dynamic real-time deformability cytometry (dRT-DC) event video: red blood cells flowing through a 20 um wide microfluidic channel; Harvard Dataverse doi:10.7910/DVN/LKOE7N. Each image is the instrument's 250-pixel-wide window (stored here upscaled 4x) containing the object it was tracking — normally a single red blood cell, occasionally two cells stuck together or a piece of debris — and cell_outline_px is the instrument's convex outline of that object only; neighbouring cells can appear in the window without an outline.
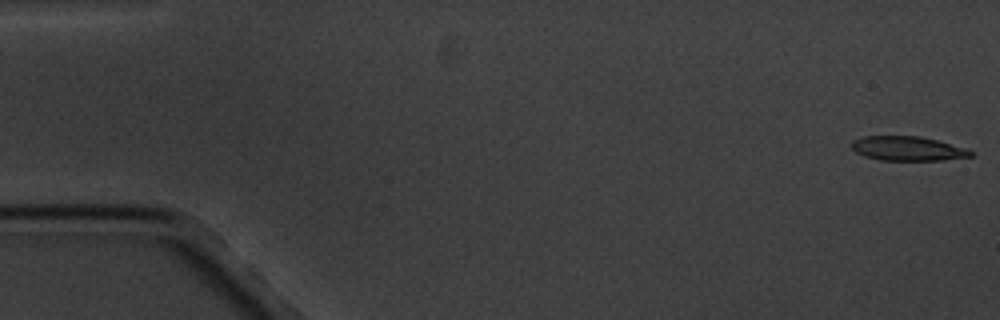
{"species": "common noctule bat (a hibernating species)", "species_latin": "Nyctalus noctula", "temperature_condition": "cold", "stored_images_in_passage": 4, "camera_frame_rate_fps": 3000, "um_per_image_px": 0.085, "animal": {"sex": "male", "body_mass_g": 20.1, "forearm_length_mm": 53.5}, "frame": {"image": 1, "passage_image": 1, "time_ms": 0.0, "image_size_px": [1000, 320], "cell_outline_px": [[972, 156], [944, 160], [880, 160], [864, 156], [856, 152], [852, 148], [852, 140], [864, 136], [920, 136], [968, 148], [972, 152]], "centroid_in_image_um": [77.15, 12.62], "position_along_channel_um": 7.8, "area_um2": 16.88}}
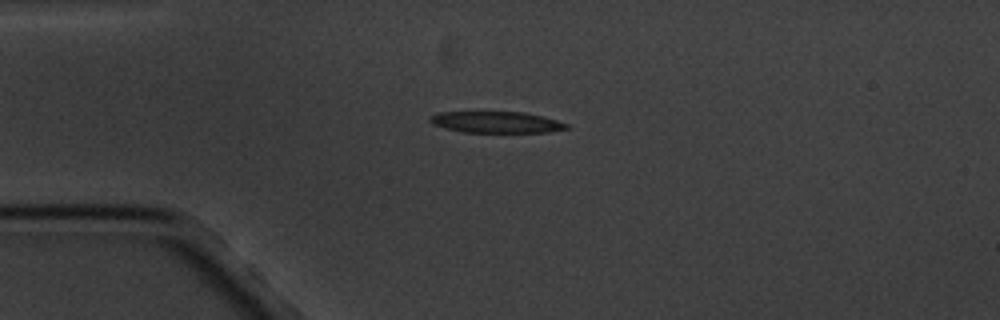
{"frame": {"image": 2, "passage_image": 4, "time_ms": 4.333, "image_size_px": [1000, 320], "cell_outline_px": [[572, 128], [548, 132], [464, 132], [444, 128], [432, 124], [428, 120], [432, 116], [440, 112], [524, 112], [544, 116], [568, 124]], "centroid_in_image_um": [42.23, 10.39], "position_along_channel_um": 42.8, "area_um2": 16.99}}